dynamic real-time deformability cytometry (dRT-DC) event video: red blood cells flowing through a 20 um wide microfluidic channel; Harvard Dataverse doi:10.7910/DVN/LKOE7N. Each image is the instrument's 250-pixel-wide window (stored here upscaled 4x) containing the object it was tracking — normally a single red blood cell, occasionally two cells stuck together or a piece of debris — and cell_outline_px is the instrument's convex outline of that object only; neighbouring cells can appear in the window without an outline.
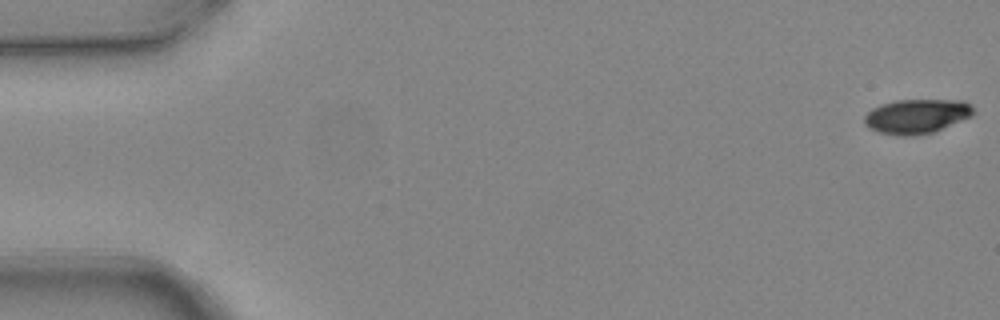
{"species": "common noctule bat (a hibernating species)", "species_latin": "Nyctalus noctula", "temperature_condition": "warm", "stored_images_in_passage": 5, "camera_frame_rate_fps": 3000, "um_per_image_px": 0.085, "animal": {"sex": "female", "body_mass_g": 24.6, "forearm_length_mm": 56.2}, "frame": {"image": 1, "passage_image": 1, "time_ms": 0.0, "image_size_px": [1000, 320], "cell_outline_px": [[976, 112], [972, 116], [932, 132], [912, 136], [896, 136], [880, 132], [868, 128], [864, 124], [864, 116], [872, 108], [896, 100], [964, 100], [972, 104]], "centroid_in_image_um": [77.93, 9.88], "position_along_channel_um": 7.1, "area_um2": 21.96}}
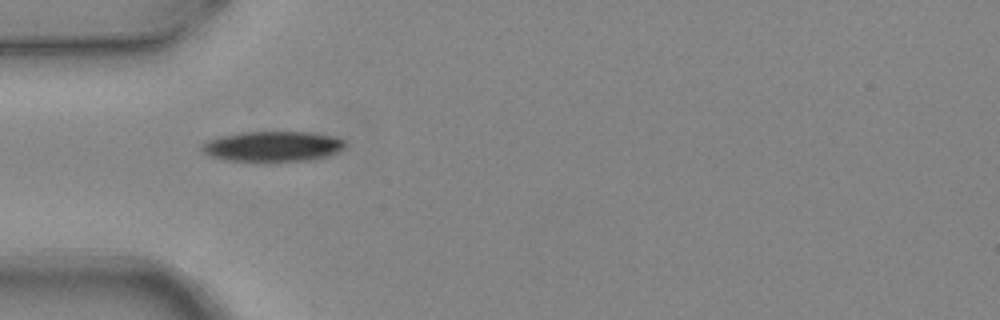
{"frame": {"image": 2, "passage_image": 5, "time_ms": 1.333, "image_size_px": [1000, 320], "cell_outline_px": [[348, 144], [344, 148], [328, 156], [312, 160], [272, 164], [268, 164], [228, 160], [212, 156], [204, 152], [200, 148], [200, 144], [208, 140], [220, 136], [240, 132], [308, 132], [332, 136], [344, 140]], "centroid_in_image_um": [23.18, 12.48], "position_along_channel_um": 61.8, "area_um2": 26.24}}